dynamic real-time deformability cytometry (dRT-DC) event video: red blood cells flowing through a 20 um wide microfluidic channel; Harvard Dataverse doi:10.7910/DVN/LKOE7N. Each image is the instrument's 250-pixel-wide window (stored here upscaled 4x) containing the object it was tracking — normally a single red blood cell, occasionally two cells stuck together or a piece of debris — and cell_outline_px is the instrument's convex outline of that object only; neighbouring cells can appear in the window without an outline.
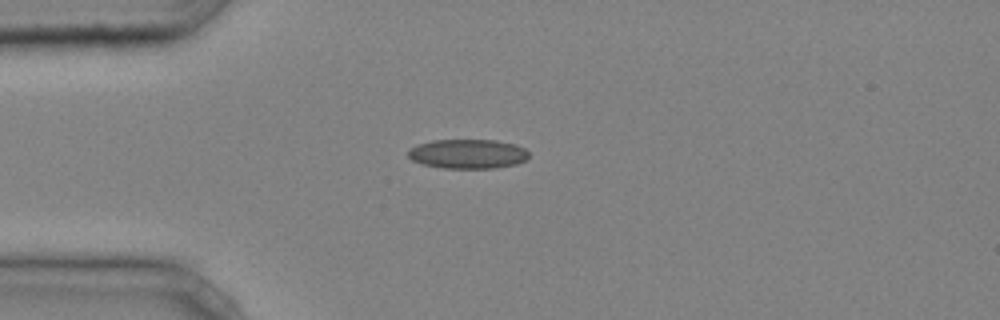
{"species": "common noctule bat (a hibernating species)", "species_latin": "Nyctalus noctula", "temperature_condition": "cold", "stored_images_in_passage": 33, "camera_frame_rate_fps": 3000, "um_per_image_px": 0.085, "animal": {"sex": "male", "body_mass_g": 20.4}, "frame": {"image": 1, "passage_image": 1, "time_ms": 0.0, "image_size_px": [1000, 320], "cell_outline_px": [[528, 156], [524, 160], [516, 164], [496, 168], [444, 168], [424, 164], [412, 160], [408, 156], [408, 152], [416, 144], [432, 140], [496, 140], [516, 144], [524, 148], [528, 152]], "centroid_in_image_um": [39.77, 13.07], "position_along_channel_um": 45.2, "area_um2": 20.63}}
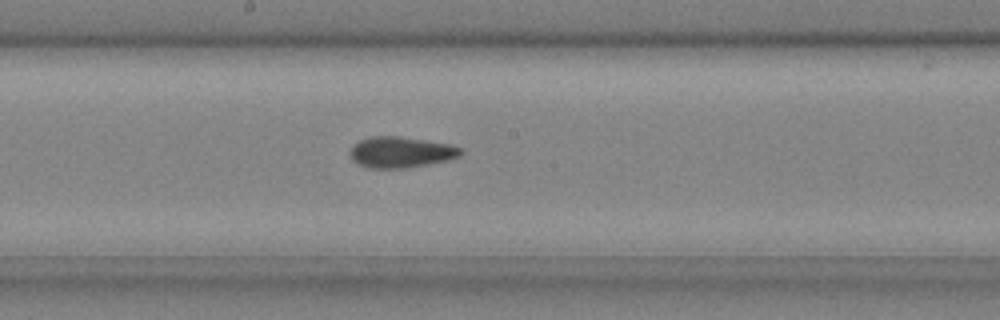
{"frame": {"image": 2, "passage_image": 14, "time_ms": 4.333, "image_size_px": [1000, 320], "cell_outline_px": [[464, 152], [460, 156], [448, 160], [428, 164], [404, 168], [368, 168], [356, 164], [352, 160], [348, 152], [360, 140], [372, 136], [396, 136], [424, 140], [448, 144], [460, 148]], "centroid_in_image_um": [34.04, 12.95], "position_along_channel_um": 214.2, "area_um2": 19.88}}
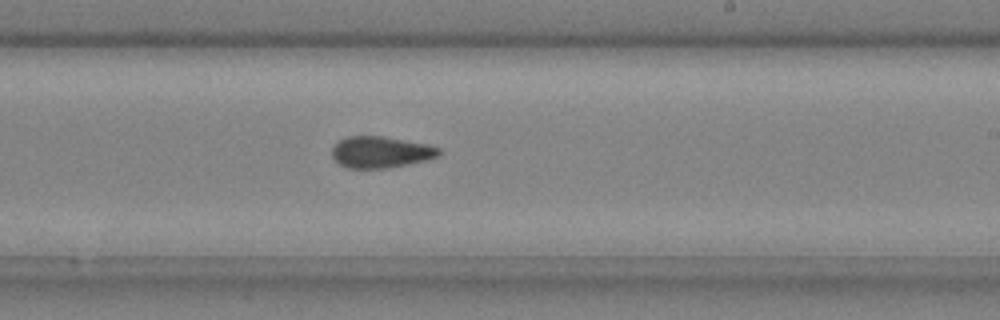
{"frame": {"image": 3, "passage_image": 17, "time_ms": 5.333, "image_size_px": [1000, 320], "cell_outline_px": [[440, 156], [428, 160], [388, 168], [348, 168], [340, 164], [332, 156], [332, 148], [340, 140], [348, 136], [380, 136], [428, 144], [440, 148]], "centroid_in_image_um": [32.39, 12.93], "position_along_channel_um": 256.6, "area_um2": 19.54}}